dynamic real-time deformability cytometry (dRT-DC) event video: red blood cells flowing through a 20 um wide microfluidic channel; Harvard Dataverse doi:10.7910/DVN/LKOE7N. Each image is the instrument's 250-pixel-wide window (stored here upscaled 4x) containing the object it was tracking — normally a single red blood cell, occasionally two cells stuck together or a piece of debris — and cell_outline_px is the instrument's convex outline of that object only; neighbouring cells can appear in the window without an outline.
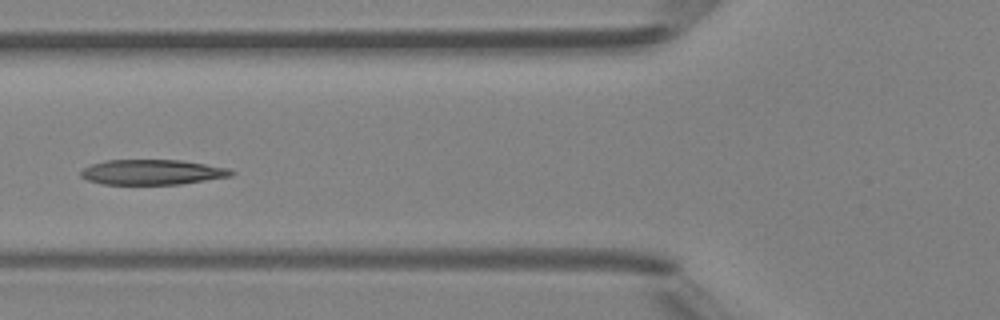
{"species": "Egyptian fruit bat (a non-hibernating species)", "species_latin": "Rousettus aegyptiacus", "temperature_condition": "room temperature", "stored_images_in_passage": 6, "camera_frame_rate_fps": 3000, "um_per_image_px": 0.085, "animal": {"sex": "female"}, "frame": {"image": 1, "passage_image": 6, "time_ms": 5.667, "image_size_px": [1000, 320], "cell_outline_px": [[236, 172], [232, 176], [180, 184], [104, 184], [88, 180], [80, 176], [80, 172], [84, 168], [92, 164], [104, 160], [180, 160], [228, 168]], "centroid_in_image_um": [12.94, 14.63], "position_along_channel_um": 112.9, "area_um2": 21.91}}